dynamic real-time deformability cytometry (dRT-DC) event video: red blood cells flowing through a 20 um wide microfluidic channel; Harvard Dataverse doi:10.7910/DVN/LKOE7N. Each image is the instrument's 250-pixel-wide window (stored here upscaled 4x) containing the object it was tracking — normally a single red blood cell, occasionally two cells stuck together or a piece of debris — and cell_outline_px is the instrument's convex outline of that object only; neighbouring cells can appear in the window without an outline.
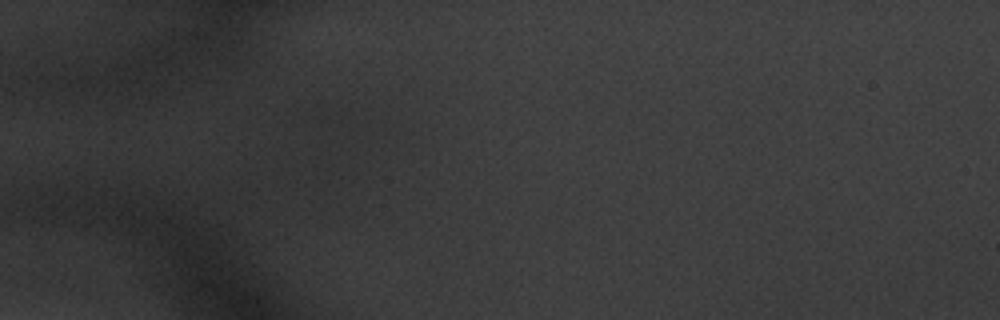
{"species": "common noctule bat (a hibernating species)", "species_latin": "Nyctalus noctula", "temperature_condition": "warm", "stored_images_in_passage": 6, "camera_frame_rate_fps": 3000, "um_per_image_px": 0.085, "animal": {"sex": "male", "body_mass_g": 20.1, "forearm_length_mm": 53.5}, "frame": {"image": 1, "passage_image": 2, "time_ms": 0.333, "image_size_px": [1000, 320], "cell_outline_px": [[304, 184], [292, 196], [276, 204], [256, 208], [240, 208], [232, 200], [228, 192], [248, 168], [276, 172], [296, 180]], "centroid_in_image_um": [22.32, 16.05], "position_along_channel_um": 62.7, "area_um2": 14.51}}